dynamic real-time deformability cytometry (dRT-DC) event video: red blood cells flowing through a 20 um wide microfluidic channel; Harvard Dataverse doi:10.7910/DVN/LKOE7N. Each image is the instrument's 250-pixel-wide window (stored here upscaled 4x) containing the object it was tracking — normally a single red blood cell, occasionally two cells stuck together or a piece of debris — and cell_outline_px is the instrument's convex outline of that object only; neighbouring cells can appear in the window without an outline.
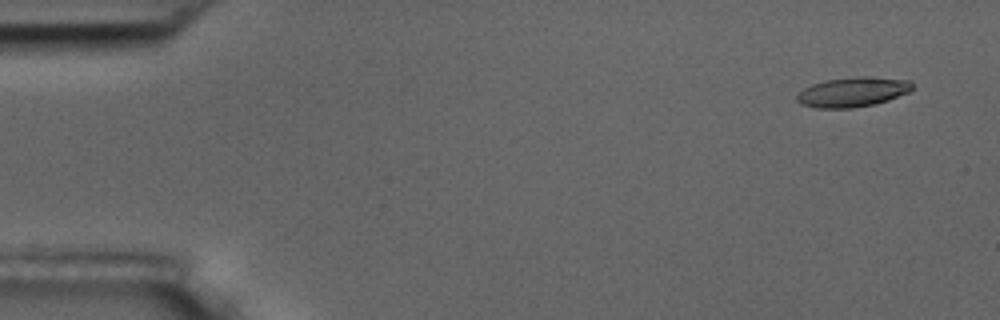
{"species": "common noctule bat (a hibernating species)", "species_latin": "Nyctalus noctula", "temperature_condition": "room temperature", "stored_images_in_passage": 6, "camera_frame_rate_fps": 3000, "um_per_image_px": 0.085, "animal": {"sex": "male", "body_mass_g": 17.5, "forearm_length_mm": 52.3}, "frame": {"image": 1, "passage_image": 1, "time_ms": 0.0, "image_size_px": [1000, 320], "cell_outline_px": [[916, 88], [908, 92], [888, 100], [876, 104], [852, 108], [816, 108], [800, 104], [796, 100], [796, 96], [804, 88], [812, 84], [828, 80], [856, 76], [868, 76], [912, 80]], "centroid_in_image_um": [72.52, 7.82], "position_along_channel_um": 12.5, "area_um2": 20.23}}
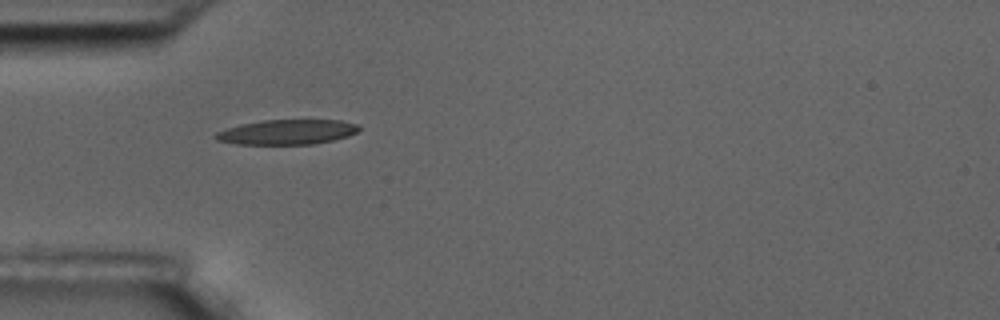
{"frame": {"image": 2, "passage_image": 5, "time_ms": 4.667, "image_size_px": [1000, 320], "cell_outline_px": [[360, 128], [356, 132], [348, 136], [332, 140], [312, 144], [236, 144], [216, 140], [212, 136], [216, 132], [240, 124], [260, 120], [340, 120], [356, 124]], "centroid_in_image_um": [24.35, 11.22], "position_along_channel_um": 60.6, "area_um2": 20.75}}